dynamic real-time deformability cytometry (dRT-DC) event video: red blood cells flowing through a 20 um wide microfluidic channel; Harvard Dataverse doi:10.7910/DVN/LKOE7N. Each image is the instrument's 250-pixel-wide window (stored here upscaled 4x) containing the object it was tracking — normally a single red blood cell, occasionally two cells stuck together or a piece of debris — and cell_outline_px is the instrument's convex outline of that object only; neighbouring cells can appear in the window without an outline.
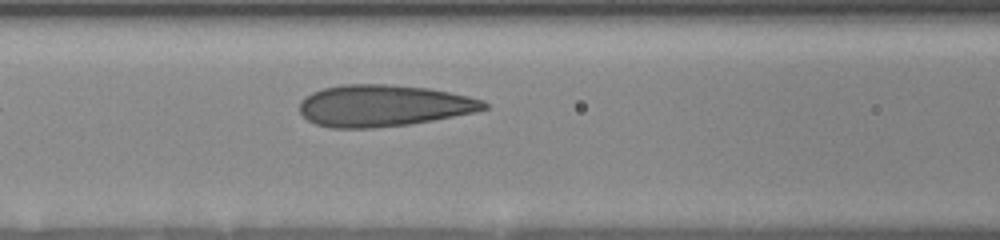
{"species": "human", "species_latin": "Homo sapiens", "temperature_condition": "room temperature", "stored_images_in_passage": 4, "camera_frame_rate_fps": 3000, "um_per_image_px": 0.085, "donor": {"sex": "female"}, "frame": {"image": 1, "passage_image": 4, "time_ms": 3.0, "image_size_px": [1000, 240], "cell_outline_px": [[488, 108], [476, 112], [432, 120], [408, 124], [372, 128], [332, 128], [316, 124], [308, 120], [300, 112], [300, 100], [304, 96], [312, 92], [324, 88], [344, 84], [388, 84], [428, 88], [468, 96], [484, 100], [488, 104]], "centroid_in_image_um": [32.58, 8.98], "position_along_channel_um": 134.0, "area_um2": 44.74}}